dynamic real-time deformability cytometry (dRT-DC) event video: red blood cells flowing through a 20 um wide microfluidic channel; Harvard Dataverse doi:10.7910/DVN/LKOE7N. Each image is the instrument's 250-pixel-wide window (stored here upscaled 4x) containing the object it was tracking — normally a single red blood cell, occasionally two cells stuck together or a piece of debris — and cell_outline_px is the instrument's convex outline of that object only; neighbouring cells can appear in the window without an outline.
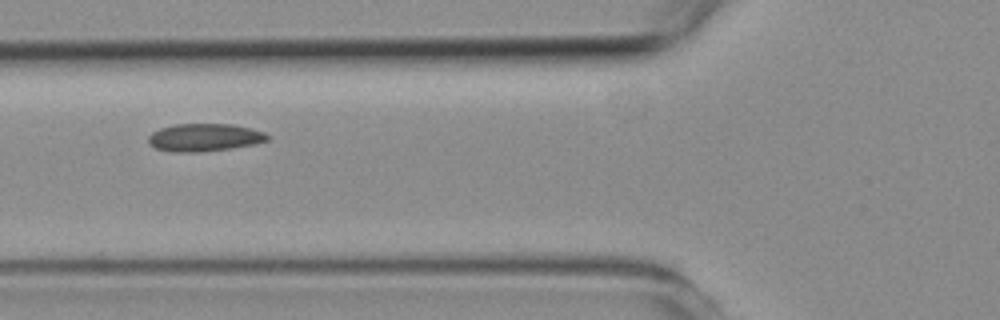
{"species": "common noctule bat (a hibernating species)", "species_latin": "Nyctalus noctula", "temperature_condition": "room temperature", "stored_images_in_passage": 3, "camera_frame_rate_fps": 3000, "um_per_image_px": 0.085, "animal": {"sex": "female", "body_mass_g": 19.3, "forearm_length_mm": 54.1}, "frame": {"image": 1, "passage_image": 3, "time_ms": 2.0, "image_size_px": [1000, 320], "cell_outline_px": [[272, 136], [268, 140], [252, 144], [232, 148], [196, 152], [172, 152], [156, 148], [148, 144], [148, 136], [152, 132], [160, 128], [176, 124], [232, 124], [252, 128], [264, 132]], "centroid_in_image_um": [17.38, 11.68], "position_along_channel_um": 108.4, "area_um2": 19.31}}